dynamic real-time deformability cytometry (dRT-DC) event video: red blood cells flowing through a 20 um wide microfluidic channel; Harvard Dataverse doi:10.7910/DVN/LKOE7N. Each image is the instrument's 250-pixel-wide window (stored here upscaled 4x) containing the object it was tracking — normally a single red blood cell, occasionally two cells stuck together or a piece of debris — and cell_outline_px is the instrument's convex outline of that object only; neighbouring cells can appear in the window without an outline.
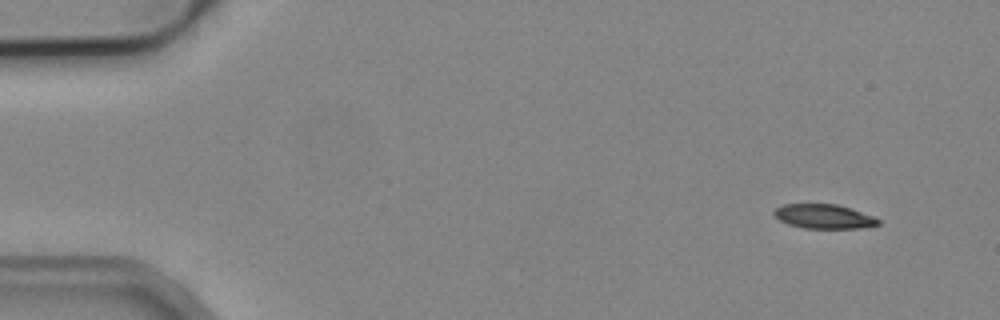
{"species": "common noctule bat (a hibernating species)", "species_latin": "Nyctalus noctula", "temperature_condition": "cold", "stored_images_in_passage": 5, "camera_frame_rate_fps": 3000, "um_per_image_px": 0.085, "animal": {"sex": "male", "body_mass_g": 19.2, "forearm_length_mm": 51.8}, "frame": {"image": 1, "passage_image": 1, "time_ms": 0.0, "image_size_px": [1000, 320], "cell_outline_px": [[880, 224], [860, 228], [804, 228], [788, 224], [780, 220], [772, 212], [776, 208], [784, 204], [836, 204], [852, 208], [876, 216], [880, 220]], "centroid_in_image_um": [70.08, 18.39], "position_along_channel_um": 14.9, "area_um2": 14.85}}
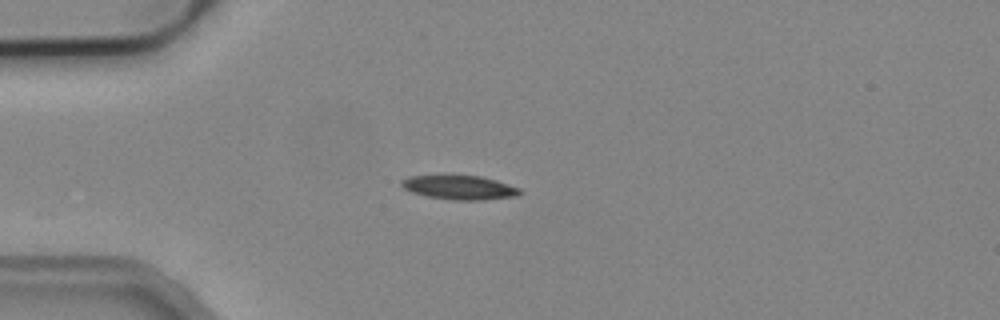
{"frame": {"image": 2, "passage_image": 4, "time_ms": 3.333, "image_size_px": [1000, 320], "cell_outline_px": [[524, 192], [516, 196], [484, 200], [452, 200], [428, 196], [412, 192], [404, 188], [400, 184], [400, 180], [408, 176], [480, 176], [496, 180], [520, 188]], "centroid_in_image_um": [39.08, 15.94], "position_along_channel_um": 45.9, "area_um2": 16.53}}
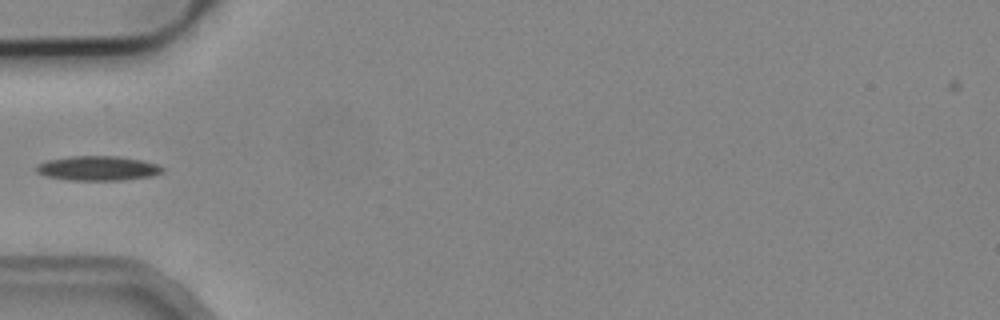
{"frame": {"image": 3, "passage_image": 5, "time_ms": 4.667, "image_size_px": [1000, 320], "cell_outline_px": [[164, 172], [152, 176], [124, 180], [68, 180], [44, 176], [36, 172], [36, 164], [48, 160], [72, 156], [116, 156], [140, 160], [156, 164], [164, 168]], "centroid_in_image_um": [8.29, 14.31], "position_along_channel_um": 76.7, "area_um2": 18.09}}